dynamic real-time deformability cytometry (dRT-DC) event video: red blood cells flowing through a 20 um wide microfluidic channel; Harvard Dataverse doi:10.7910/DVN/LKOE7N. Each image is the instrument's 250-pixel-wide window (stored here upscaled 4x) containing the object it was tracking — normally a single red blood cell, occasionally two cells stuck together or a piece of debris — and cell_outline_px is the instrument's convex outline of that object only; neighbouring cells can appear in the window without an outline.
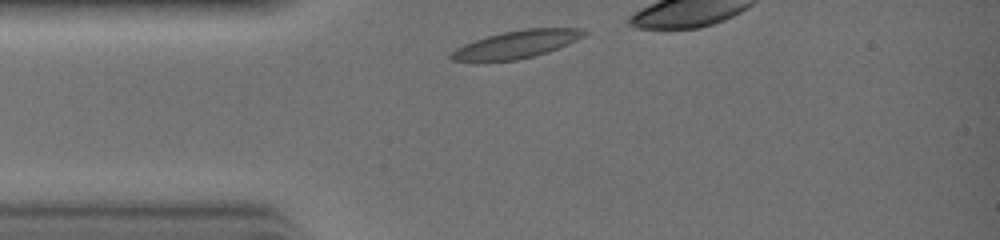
{"species": "common noctule bat (a hibernating species)", "species_latin": "Nyctalus noctula", "temperature_condition": "warm", "stored_images_in_passage": 9, "camera_frame_rate_fps": 3000, "um_per_image_px": 0.085, "animal": {"sex": "female", "body_mass_g": 19.0, "forearm_length_mm": 51.5}, "frame": {"image": 1, "passage_image": 1, "time_ms": 0.0, "image_size_px": [1000, 240], "cell_outline_px": [[588, 32], [584, 36], [568, 44], [548, 52], [516, 60], [484, 64], [452, 60], [448, 56], [456, 48], [464, 44], [500, 32], [524, 28], [584, 28]], "centroid_in_image_um": [43.84, 3.8], "position_along_channel_um": 41.2, "area_um2": 22.08}}